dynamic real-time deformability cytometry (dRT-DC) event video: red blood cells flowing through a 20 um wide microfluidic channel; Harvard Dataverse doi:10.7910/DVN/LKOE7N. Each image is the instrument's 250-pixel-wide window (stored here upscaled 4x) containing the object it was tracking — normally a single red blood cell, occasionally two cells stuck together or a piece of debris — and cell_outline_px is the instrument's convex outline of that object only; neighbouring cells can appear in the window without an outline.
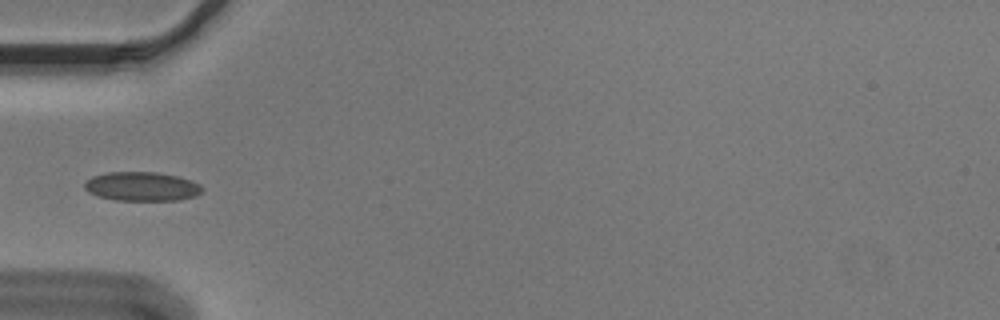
{"species": "Egyptian fruit bat (a non-hibernating species)", "species_latin": "Rousettus aegyptiacus", "temperature_condition": "cold", "stored_images_in_passage": 36, "camera_frame_rate_fps": 3000, "um_per_image_px": 0.085, "animal": {"sex": "male"}, "frame": {"image": 1, "passage_image": 1, "time_ms": 0.0, "image_size_px": [1000, 320], "cell_outline_px": [[204, 188], [196, 196], [180, 200], [116, 200], [96, 196], [88, 192], [84, 188], [84, 184], [92, 176], [108, 172], [156, 172], [180, 176], [192, 180], [200, 184]], "centroid_in_image_um": [12.08, 15.84], "position_along_channel_um": 72.9, "area_um2": 20.11}}
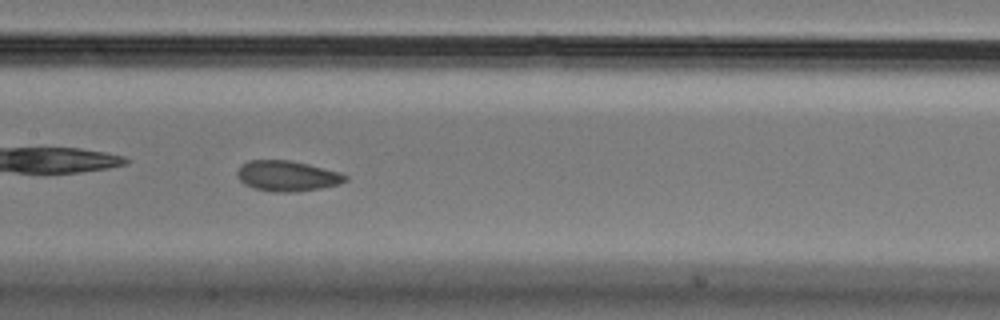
{"frame": {"image": 2, "passage_image": 10, "time_ms": 3.0, "image_size_px": [1000, 320], "cell_outline_px": [[348, 180], [340, 184], [320, 188], [296, 192], [272, 192], [256, 188], [244, 184], [236, 176], [236, 172], [248, 160], [288, 160], [308, 164], [340, 172], [348, 176]], "centroid_in_image_um": [24.43, 14.96], "position_along_channel_um": 183.0, "area_um2": 19.19}}
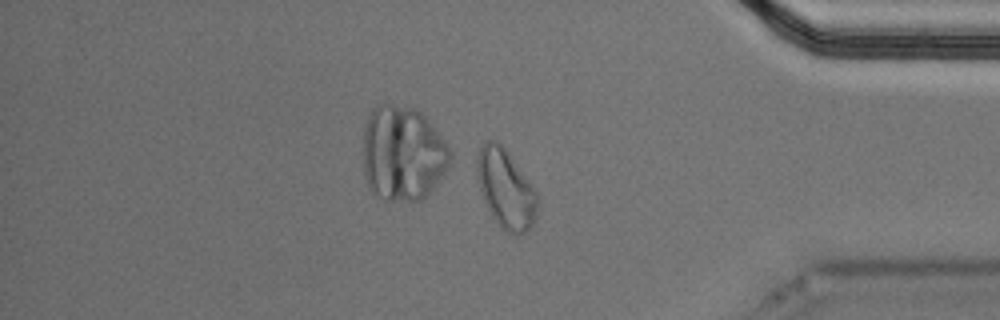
{"frame": {"image": 3, "passage_image": 29, "time_ms": 9.333, "image_size_px": [1000, 320], "cell_outline_px": [[540, 200], [536, 216], [532, 224], [524, 232], [516, 236], [500, 228], [492, 216], [484, 200], [476, 176], [476, 160], [480, 144], [484, 140], [496, 140], [508, 152], [528, 180], [536, 192]], "centroid_in_image_um": [42.97, 16.04], "position_along_channel_um": 392.2, "area_um2": 27.92}}